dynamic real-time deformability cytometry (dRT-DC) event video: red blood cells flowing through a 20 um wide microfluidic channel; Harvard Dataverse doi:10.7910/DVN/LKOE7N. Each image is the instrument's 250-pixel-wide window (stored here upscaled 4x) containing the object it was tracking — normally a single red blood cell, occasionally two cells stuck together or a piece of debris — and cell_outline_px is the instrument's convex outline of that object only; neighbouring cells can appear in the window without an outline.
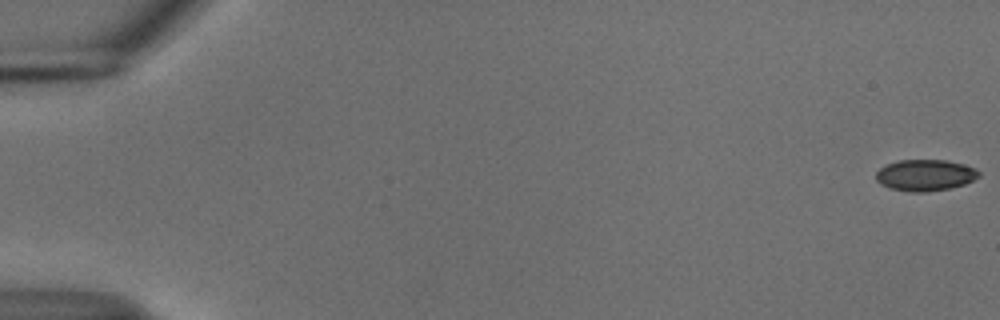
{"species": "common noctule bat (a hibernating species)", "species_latin": "Nyctalus noctula", "temperature_condition": "cold", "stored_images_in_passage": 44, "camera_frame_rate_fps": 3000, "um_per_image_px": 0.085, "animal": {"sex": "male", "body_mass_g": 18.8}, "frame": {"image": 1, "passage_image": 1, "time_ms": 0.0, "image_size_px": [1000, 320], "cell_outline_px": [[980, 176], [964, 184], [948, 188], [928, 192], [908, 192], [888, 188], [880, 184], [876, 180], [876, 172], [880, 168], [888, 164], [900, 160], [948, 160], [964, 164], [976, 168], [980, 172]], "centroid_in_image_um": [78.64, 14.89], "position_along_channel_um": 6.4, "area_um2": 18.9}}
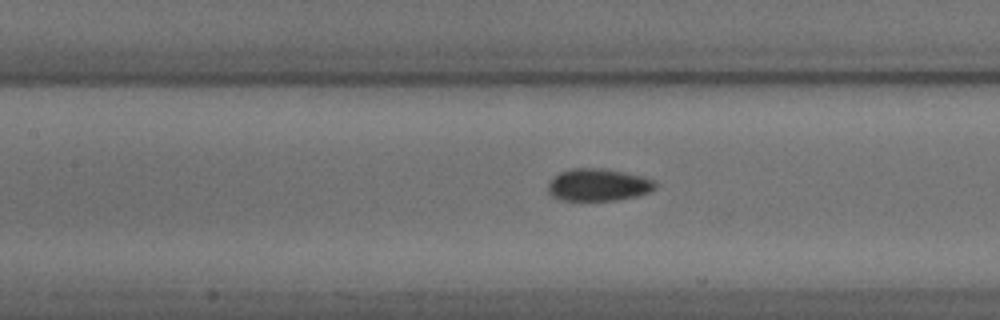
{"frame": {"image": 2, "passage_image": 26, "time_ms": 8.333, "image_size_px": [1000, 320], "cell_outline_px": [[656, 188], [648, 192], [636, 196], [616, 200], [560, 200], [552, 196], [548, 192], [548, 180], [552, 176], [560, 172], [572, 168], [604, 168], [644, 176], [656, 180]], "centroid_in_image_um": [50.83, 15.7], "position_along_channel_um": 156.6, "area_um2": 20.46}}
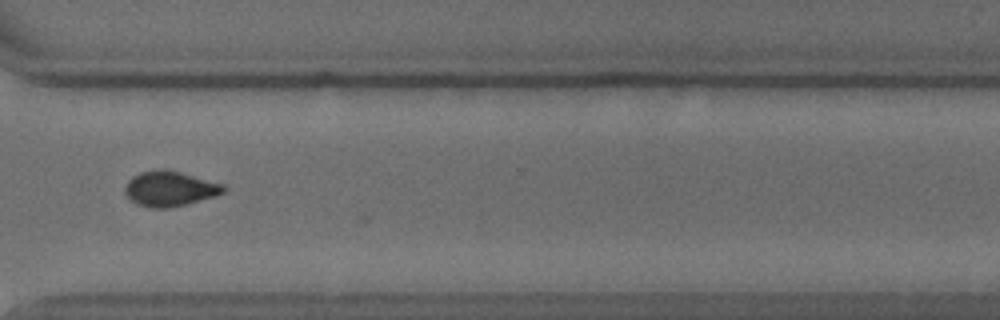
{"frame": {"image": 3, "passage_image": 42, "time_ms": 13.667, "image_size_px": [1000, 320], "cell_outline_px": [[228, 188], [224, 192], [216, 196], [168, 208], [148, 208], [136, 204], [124, 192], [124, 188], [128, 180], [132, 176], [140, 172], [160, 168], [164, 168], [180, 172], [224, 184]], "centroid_in_image_um": [14.42, 16.03], "position_along_channel_um": 356.2, "area_um2": 20.29}}